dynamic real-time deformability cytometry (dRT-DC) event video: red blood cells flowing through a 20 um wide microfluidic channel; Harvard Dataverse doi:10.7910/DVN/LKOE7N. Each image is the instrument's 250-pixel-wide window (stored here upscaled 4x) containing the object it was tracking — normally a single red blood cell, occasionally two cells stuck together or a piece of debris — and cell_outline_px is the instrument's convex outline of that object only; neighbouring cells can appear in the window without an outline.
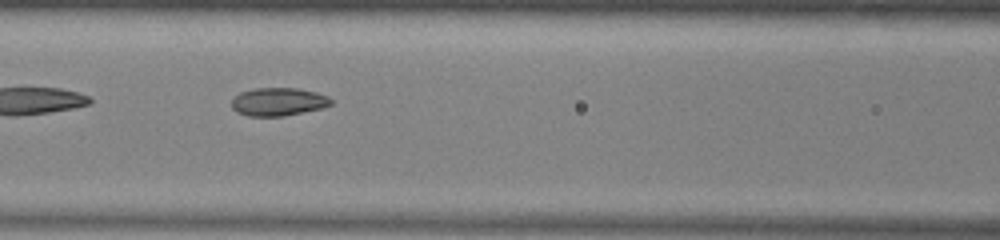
{"species": "common noctule bat (a hibernating species)", "species_latin": "Nyctalus noctula", "temperature_condition": "warm", "stored_images_in_passage": 36, "camera_frame_rate_fps": 3000, "um_per_image_px": 0.085, "animal": {"sex": "male", "body_mass_g": 13.0, "forearm_length_mm": 53.1}, "frame": {"image": 1, "passage_image": 6, "time_ms": 1.667, "image_size_px": [1000, 240], "cell_outline_px": [[332, 104], [320, 108], [284, 116], [248, 116], [236, 112], [232, 108], [232, 100], [240, 92], [252, 88], [296, 88], [316, 92], [328, 96], [332, 100]], "centroid_in_image_um": [23.63, 8.64], "position_along_channel_um": 143.0, "area_um2": 16.24}}
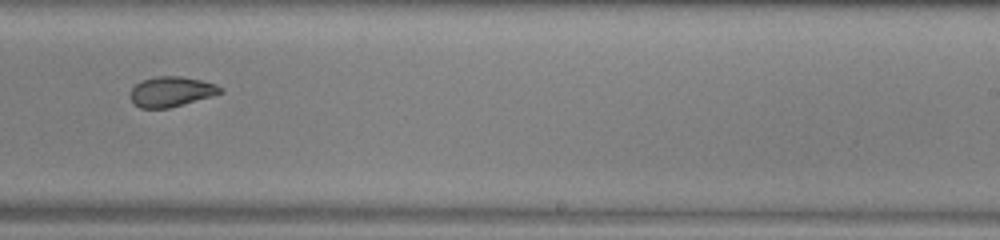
{"frame": {"image": 2, "passage_image": 16, "time_ms": 5.0, "image_size_px": [1000, 240], "cell_outline_px": [[224, 92], [212, 96], [168, 108], [140, 108], [128, 96], [132, 88], [140, 80], [156, 76], [180, 76], [200, 80], [216, 84], [224, 88]], "centroid_in_image_um": [14.56, 7.78], "position_along_channel_um": 274.4, "area_um2": 15.84}}